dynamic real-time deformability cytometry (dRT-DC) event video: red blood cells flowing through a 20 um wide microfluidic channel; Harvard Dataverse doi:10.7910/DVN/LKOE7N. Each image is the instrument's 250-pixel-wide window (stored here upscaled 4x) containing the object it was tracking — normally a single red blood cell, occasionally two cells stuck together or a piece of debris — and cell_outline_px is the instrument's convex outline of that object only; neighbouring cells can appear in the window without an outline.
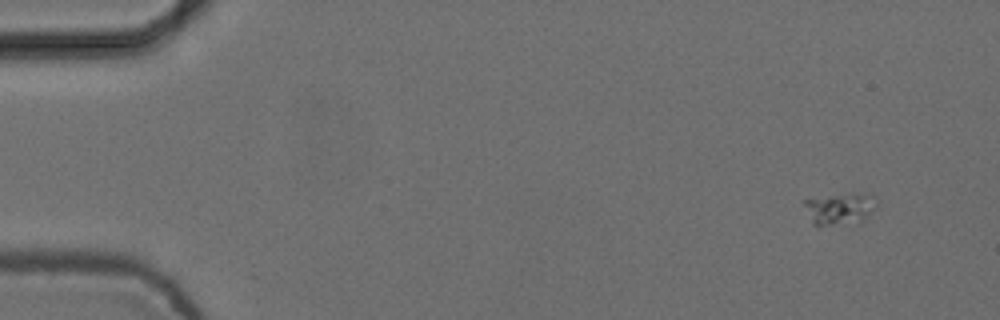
{"species": "common noctule bat (a hibernating species)", "species_latin": "Nyctalus noctula", "temperature_condition": "cold", "stored_images_in_passage": 6, "camera_frame_rate_fps": 3000, "um_per_image_px": 0.085, "animal": {"sex": "female", "body_mass_g": 24.6, "forearm_length_mm": 56.2}, "frame": {"image": 1, "passage_image": 1, "time_ms": 0.0, "image_size_px": [1000, 320], "cell_outline_px": [[876, 208], [864, 220], [832, 224], [812, 224], [804, 204], [804, 200], [852, 192], [872, 196], [876, 204]], "centroid_in_image_um": [71.39, 17.71], "position_along_channel_um": 13.6, "area_um2": 12.83}}
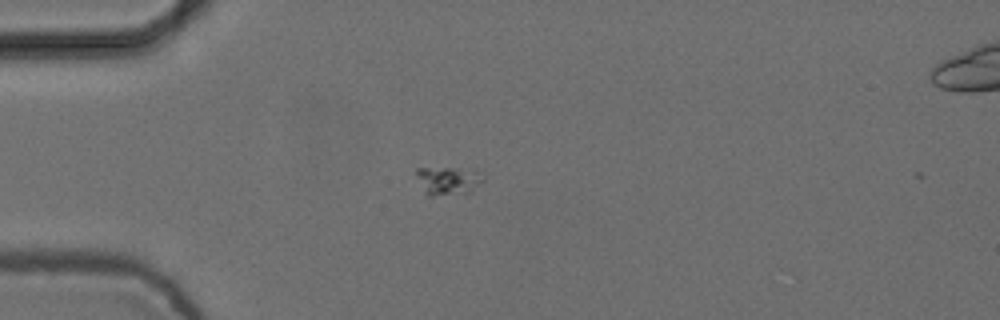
{"frame": {"image": 2, "passage_image": 4, "time_ms": 1.0, "image_size_px": [1000, 320], "cell_outline_px": [[484, 180], [468, 192], [432, 196], [428, 196], [424, 192], [416, 172], [416, 168], [460, 168], [476, 172]], "centroid_in_image_um": [38.03, 15.35], "position_along_channel_um": 47.0, "area_um2": 10.52}}